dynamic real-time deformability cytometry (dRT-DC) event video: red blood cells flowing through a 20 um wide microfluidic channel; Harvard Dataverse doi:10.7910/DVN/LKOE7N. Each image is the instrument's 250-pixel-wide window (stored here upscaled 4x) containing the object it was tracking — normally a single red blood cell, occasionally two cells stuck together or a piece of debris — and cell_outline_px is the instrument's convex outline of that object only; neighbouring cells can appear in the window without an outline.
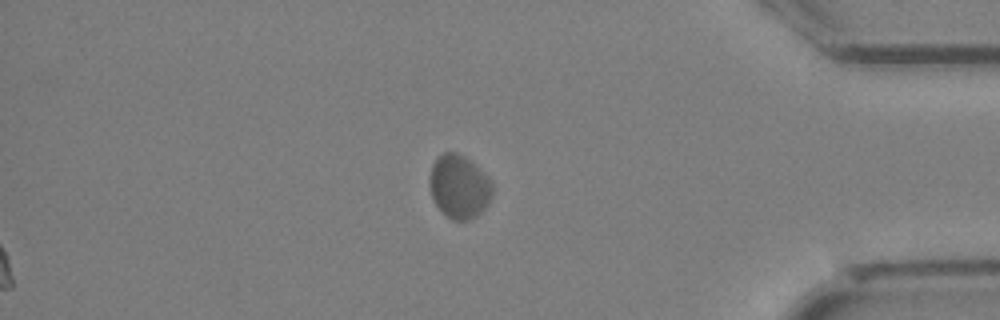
{"species": "Egyptian fruit bat (a non-hibernating species)", "species_latin": "Rousettus aegyptiacus", "temperature_condition": "cold", "stored_images_in_passage": 30, "segment_of_instrument_passage": [2, 2], "camera_frame_rate_fps": 3000, "um_per_image_px": 0.085, "animal": {"sex": "female"}, "frame": {"image": 1, "passage_image": 30, "time_ms": 9.667, "image_size_px": [1000, 320], "cell_outline_px": [[492, 196], [488, 204], [476, 216], [468, 220], [452, 220], [436, 204], [432, 196], [428, 184], [428, 180], [432, 164], [436, 156], [444, 152], [456, 152], [464, 156], [476, 164], [492, 180]], "centroid_in_image_um": [39.03, 15.82], "position_along_channel_um": 396.2, "area_um2": 23.47}}